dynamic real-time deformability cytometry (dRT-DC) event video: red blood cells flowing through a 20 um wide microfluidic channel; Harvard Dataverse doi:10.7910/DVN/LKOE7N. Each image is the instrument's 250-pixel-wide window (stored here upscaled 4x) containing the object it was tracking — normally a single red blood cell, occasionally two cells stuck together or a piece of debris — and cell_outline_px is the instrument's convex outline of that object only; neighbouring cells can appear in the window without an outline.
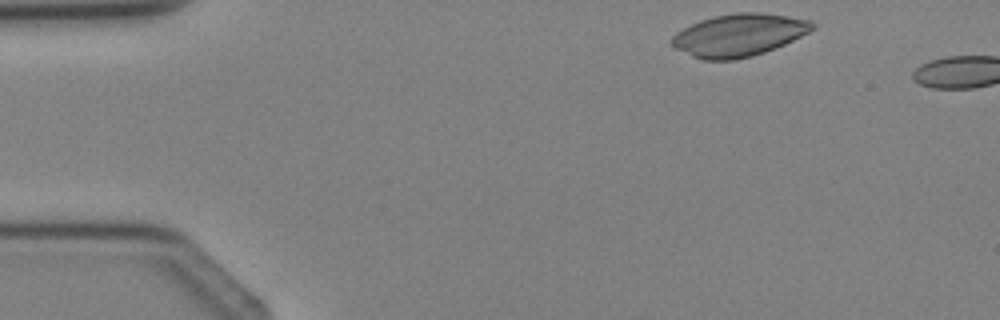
{"species": "Egyptian fruit bat (a non-hibernating species)", "species_latin": "Rousettus aegyptiacus", "temperature_condition": "cold", "stored_images_in_passage": 2, "camera_frame_rate_fps": 3000, "um_per_image_px": 0.085, "animal": {"sex": "female"}, "frame": {"image": 1, "passage_image": 1, "time_ms": 0.0, "image_size_px": [1000, 320], "cell_outline_px": [[816, 24], [808, 32], [784, 44], [764, 52], [752, 56], [732, 60], [704, 60], [692, 56], [676, 48], [672, 44], [672, 36], [676, 32], [700, 20], [716, 16], [736, 12], [760, 12], [812, 20]], "centroid_in_image_um": [62.8, 2.98], "position_along_channel_um": 22.2, "area_um2": 34.39}}